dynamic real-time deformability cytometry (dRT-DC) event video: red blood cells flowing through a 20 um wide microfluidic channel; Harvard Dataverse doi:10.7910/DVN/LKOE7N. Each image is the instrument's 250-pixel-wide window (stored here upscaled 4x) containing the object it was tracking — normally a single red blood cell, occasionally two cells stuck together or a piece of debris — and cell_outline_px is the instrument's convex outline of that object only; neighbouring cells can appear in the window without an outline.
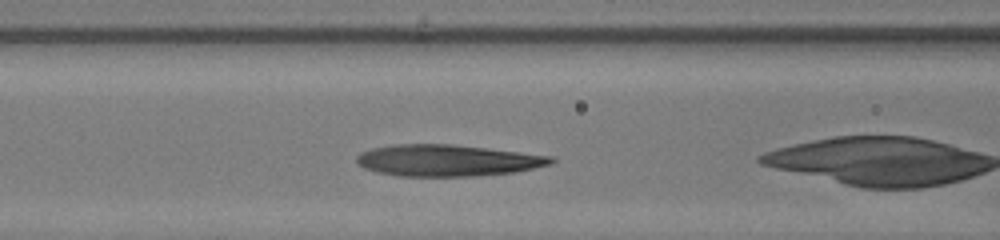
{"species": "human", "species_latin": "Homo sapiens", "temperature_condition": "warm", "stored_images_in_passage": 22, "camera_frame_rate_fps": 3000, "um_per_image_px": 0.085, "donor": {"sex": "female"}, "frame": {"image": 1, "passage_image": 4, "time_ms": 1.0, "image_size_px": [1000, 240], "cell_outline_px": [[556, 160], [552, 164], [512, 172], [476, 176], [396, 176], [376, 172], [364, 168], [356, 160], [356, 156], [360, 152], [372, 148], [392, 144], [448, 144], [556, 156]], "centroid_in_image_um": [38.01, 13.63], "position_along_channel_um": 128.6, "area_um2": 35.72}}
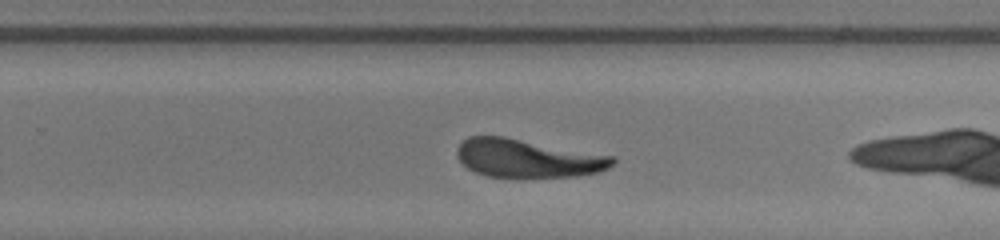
{"frame": {"image": 2, "passage_image": 15, "time_ms": 4.667, "image_size_px": [1000, 240], "cell_outline_px": [[616, 160], [608, 168], [600, 172], [580, 176], [520, 180], [488, 176], [476, 172], [468, 168], [456, 156], [456, 148], [468, 136], [504, 136], [612, 156]], "centroid_in_image_um": [44.84, 13.5], "position_along_channel_um": 285.0, "area_um2": 35.55}}
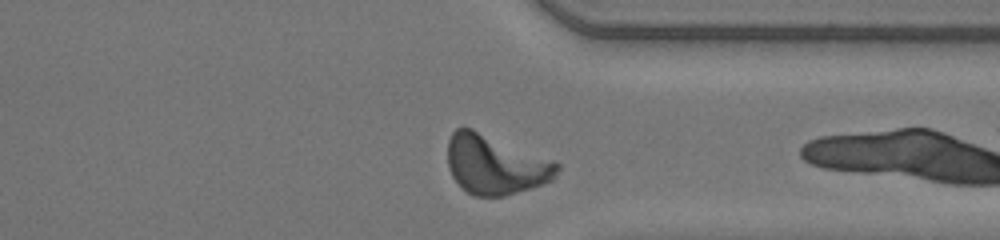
{"frame": {"image": 3, "passage_image": 21, "time_ms": 6.667, "image_size_px": [1000, 240], "cell_outline_px": [[560, 168], [556, 176], [552, 180], [532, 188], [504, 196], [472, 196], [452, 176], [448, 168], [448, 140], [452, 132], [456, 128], [472, 128], [556, 160], [560, 164]], "centroid_in_image_um": [42.14, 13.98], "position_along_channel_um": 369.3, "area_um2": 38.15}}